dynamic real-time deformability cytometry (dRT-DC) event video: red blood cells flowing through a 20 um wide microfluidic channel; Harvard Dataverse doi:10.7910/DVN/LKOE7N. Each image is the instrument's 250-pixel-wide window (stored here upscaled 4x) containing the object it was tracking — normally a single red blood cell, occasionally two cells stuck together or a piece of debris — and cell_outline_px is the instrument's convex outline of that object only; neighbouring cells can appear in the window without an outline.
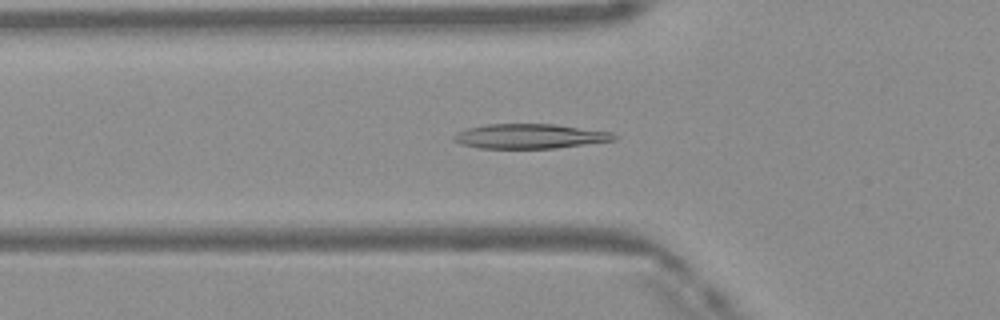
{"species": "Egyptian fruit bat (a non-hibernating species)", "species_latin": "Rousettus aegyptiacus", "temperature_condition": "warm", "stored_images_in_passage": 49, "camera_frame_rate_fps": 3000, "um_per_image_px": 0.085, "frame": {"image": 1, "passage_image": 17, "time_ms": 5.333, "image_size_px": [1000, 320], "cell_outline_px": [[616, 140], [556, 148], [480, 148], [460, 144], [452, 140], [452, 136], [456, 132], [468, 128], [488, 124], [552, 124], [612, 132], [616, 136]], "centroid_in_image_um": [45.0, 11.58], "position_along_channel_um": 80.8, "area_um2": 22.95}}
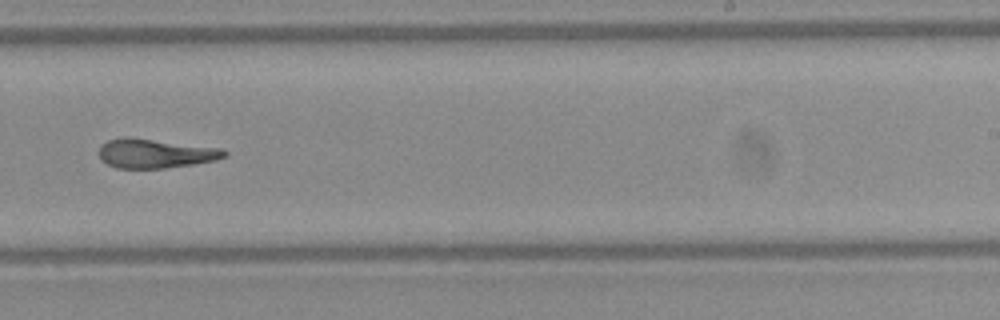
{"frame": {"image": 2, "passage_image": 31, "time_ms": 10.0, "image_size_px": [1000, 320], "cell_outline_px": [[228, 156], [216, 160], [192, 164], [164, 168], [116, 168], [100, 160], [100, 144], [108, 140], [124, 136], [128, 136], [224, 148], [228, 152]], "centroid_in_image_um": [13.22, 13.02], "position_along_channel_um": 275.8, "area_um2": 21.68}}
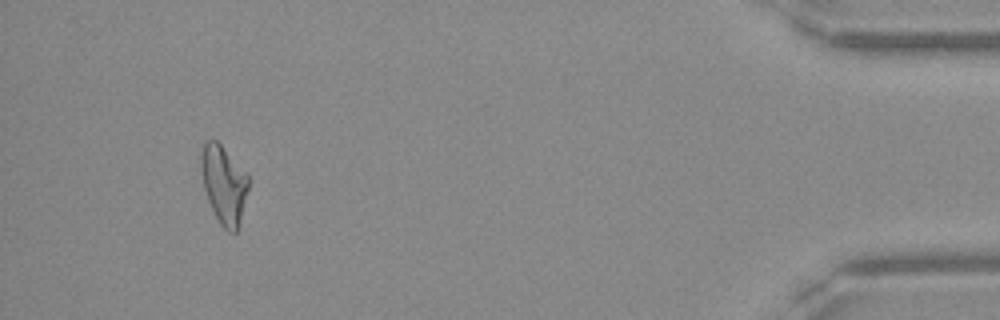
{"frame": {"image": 3, "passage_image": 46, "time_ms": 15.0, "image_size_px": [1000, 320], "cell_outline_px": [[248, 188], [236, 232], [228, 232], [220, 224], [208, 200], [204, 188], [200, 168], [200, 156], [204, 140], [216, 140], [248, 172]], "centroid_in_image_um": [19.01, 15.62], "position_along_channel_um": 416.2, "area_um2": 21.44}, "authors_computed_cell_mechanics": {"area_um2": 22.4842, "velocity_mm_per_s": 4.1647, "shape_relaxation_time_tau1_ms": null, "shape_relaxation_time_tau2_ms": 2.6143, "deformation_change_tau1": null, "deformation_change_tau2": 0.1256}}